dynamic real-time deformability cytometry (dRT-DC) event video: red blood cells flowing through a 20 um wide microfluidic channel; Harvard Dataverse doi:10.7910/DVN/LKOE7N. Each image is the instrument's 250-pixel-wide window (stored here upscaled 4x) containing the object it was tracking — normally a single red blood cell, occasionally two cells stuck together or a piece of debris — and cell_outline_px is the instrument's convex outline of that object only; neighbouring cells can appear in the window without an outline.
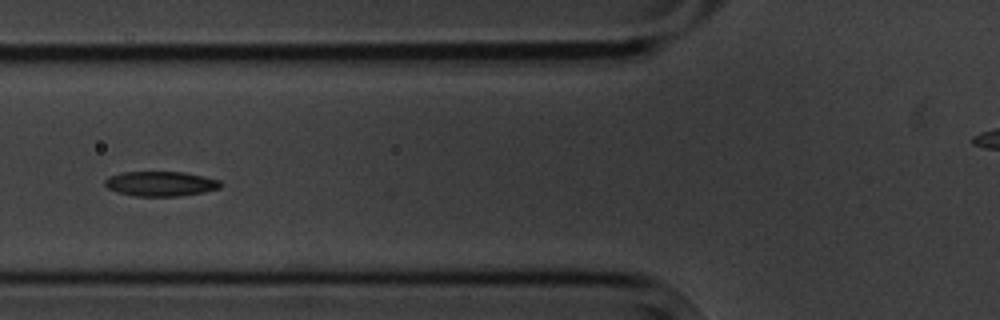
{"species": "common noctule bat (a hibernating species)", "species_latin": "Nyctalus noctula", "temperature_condition": "cold", "stored_images_in_passage": 5, "camera_frame_rate_fps": 3000, "um_per_image_px": 0.085, "animal": {"sex": "male", "body_mass_g": 20.1, "forearm_length_mm": 53.5}, "frame": {"image": 1, "passage_image": 4, "time_ms": 3.333, "image_size_px": [1000, 320], "cell_outline_px": [[220, 188], [204, 192], [180, 196], [136, 196], [116, 192], [108, 188], [104, 184], [104, 180], [108, 176], [124, 172], [184, 172], [204, 176], [220, 180]], "centroid_in_image_um": [13.64, 15.62], "position_along_channel_um": 112.2, "area_um2": 16.76}}
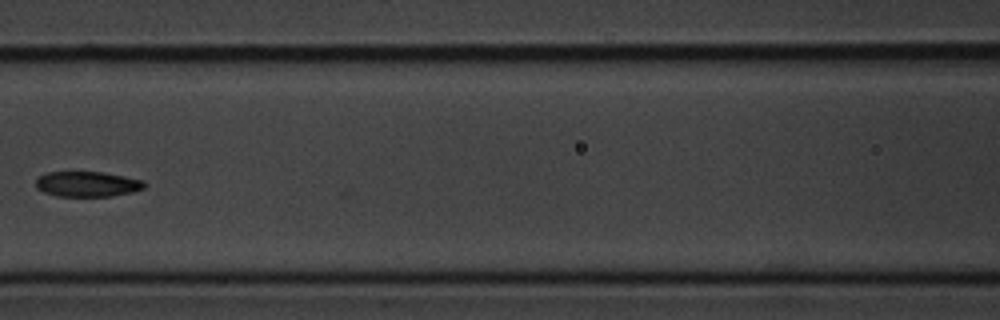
{"frame": {"image": 2, "passage_image": 5, "time_ms": 4.667, "image_size_px": [1000, 320], "cell_outline_px": [[148, 184], [144, 188], [132, 192], [112, 196], [56, 196], [44, 192], [36, 188], [36, 180], [40, 176], [48, 172], [104, 172], [144, 180]], "centroid_in_image_um": [7.46, 15.64], "position_along_channel_um": 159.1, "area_um2": 16.07}}